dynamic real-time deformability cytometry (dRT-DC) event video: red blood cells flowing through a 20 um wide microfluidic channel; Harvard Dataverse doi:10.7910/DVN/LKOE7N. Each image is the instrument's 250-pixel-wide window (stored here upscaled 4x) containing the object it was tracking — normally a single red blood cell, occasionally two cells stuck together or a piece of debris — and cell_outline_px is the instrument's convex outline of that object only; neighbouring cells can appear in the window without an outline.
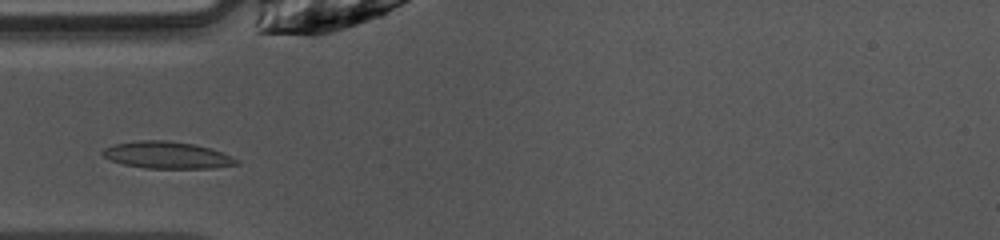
{"species": "common noctule bat (a hibernating species)", "species_latin": "Nyctalus noctula", "temperature_condition": "warm", "stored_images_in_passage": 28, "camera_frame_rate_fps": 3000, "um_per_image_px": 0.085, "animal": {"sex": "female", "body_mass_g": 10.0, "forearm_length_mm": 53.1}, "frame": {"image": 1, "passage_image": 3, "time_ms": 0.667, "image_size_px": [1000, 240], "cell_outline_px": [[240, 164], [212, 168], [144, 168], [124, 164], [108, 160], [100, 152], [104, 148], [112, 144], [140, 140], [168, 140], [192, 144], [208, 148], [232, 156], [240, 160]], "centroid_in_image_um": [14.17, 13.18], "position_along_channel_um": 70.8, "area_um2": 21.04}}
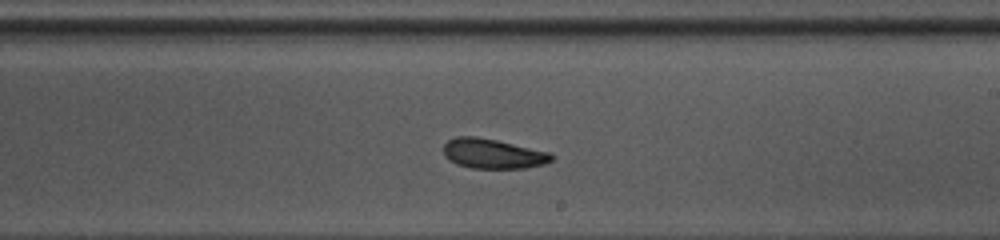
{"frame": {"image": 2, "passage_image": 16, "time_ms": 5.0, "image_size_px": [1000, 240], "cell_outline_px": [[556, 156], [552, 160], [544, 164], [524, 168], [472, 168], [456, 164], [448, 160], [444, 156], [444, 144], [448, 140], [456, 136], [476, 136], [496, 140], [552, 152]], "centroid_in_image_um": [41.91, 13.06], "position_along_channel_um": 247.1, "area_um2": 18.96}}
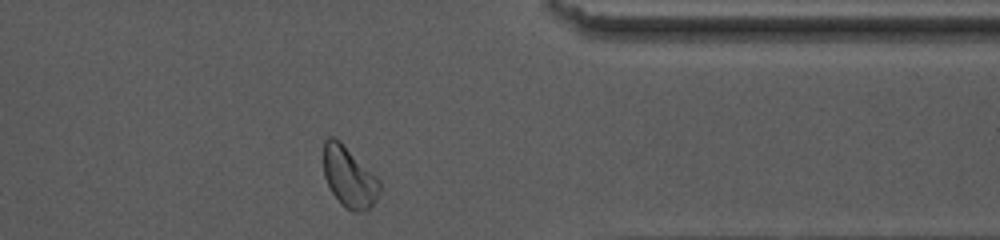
{"frame": {"image": 3, "passage_image": 27, "time_ms": 8.667, "image_size_px": [1000, 240], "cell_outline_px": [[380, 192], [376, 200], [364, 212], [352, 212], [344, 208], [340, 204], [332, 192], [324, 176], [324, 140], [328, 136], [332, 136], [340, 140], [380, 180]], "centroid_in_image_um": [29.67, 15.06], "position_along_channel_um": 381.7, "area_um2": 19.94}, "authors_computed_cell_mechanics": {"area_um2": 18.9873, "velocity_mm_per_s": 4.0426, "shape_relaxation_time_tau1_ms": 3.6036, "shape_relaxation_time_tau2_ms": null, "deformation_change_tau1": 0.1249, "deformation_change_tau2": null}}